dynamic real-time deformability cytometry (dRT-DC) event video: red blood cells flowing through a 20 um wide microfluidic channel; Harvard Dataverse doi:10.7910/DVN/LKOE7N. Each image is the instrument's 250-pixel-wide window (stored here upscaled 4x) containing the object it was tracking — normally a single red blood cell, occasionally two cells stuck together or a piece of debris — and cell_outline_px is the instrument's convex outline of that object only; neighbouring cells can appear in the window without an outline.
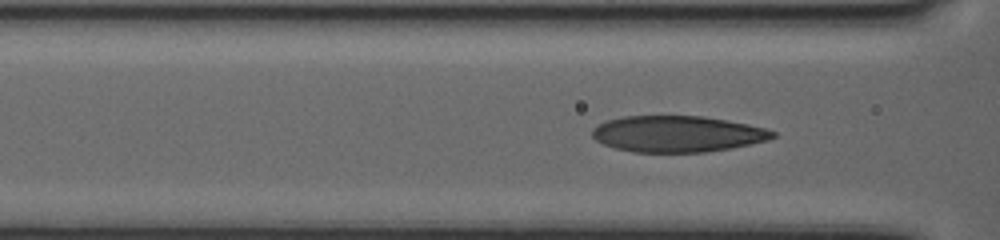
{"species": "human", "species_latin": "Homo sapiens", "temperature_condition": "warm", "stored_images_in_passage": 43, "camera_frame_rate_fps": 3000, "um_per_image_px": 0.085, "donor": {"sex": "female"}, "frame": {"image": 1, "passage_image": 8, "time_ms": 2.333, "image_size_px": [1000, 240], "cell_outline_px": [[776, 136], [768, 140], [728, 148], [704, 152], [632, 152], [616, 148], [604, 144], [596, 140], [592, 136], [592, 128], [596, 124], [608, 120], [624, 116], [704, 116], [728, 120], [748, 124], [764, 128], [776, 132]], "centroid_in_image_um": [57.55, 11.37], "position_along_channel_um": 109.1, "area_um2": 38.03}}
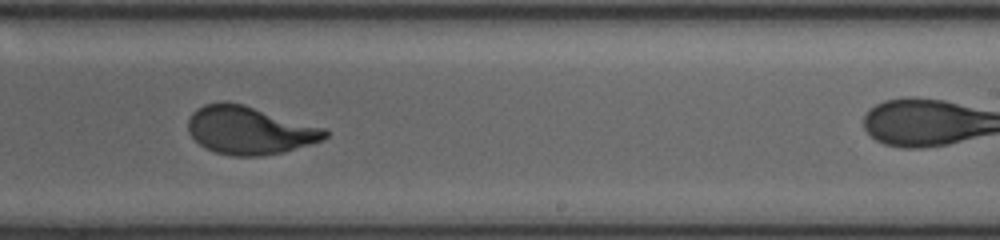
{"frame": {"image": 2, "passage_image": 26, "time_ms": 8.333, "image_size_px": [1000, 240], "cell_outline_px": [[328, 136], [324, 140], [284, 152], [260, 156], [232, 156], [216, 152], [200, 144], [188, 132], [188, 120], [192, 112], [196, 108], [204, 104], [220, 100], [228, 100], [244, 104], [324, 128], [328, 132]], "centroid_in_image_um": [21.19, 11.05], "position_along_channel_um": 267.8, "area_um2": 38.49}}
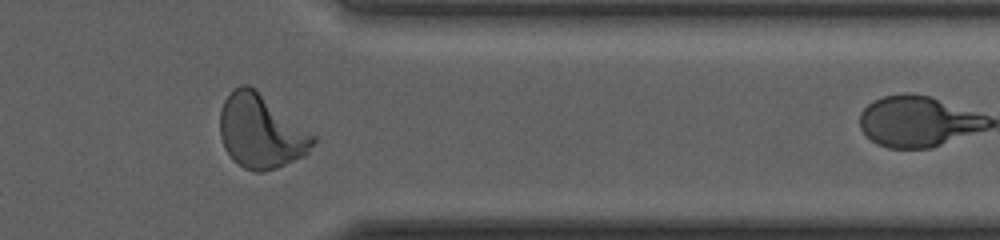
{"frame": {"image": 3, "passage_image": 40, "time_ms": 13.0, "image_size_px": [1000, 240], "cell_outline_px": [[316, 140], [308, 152], [304, 156], [276, 168], [264, 172], [252, 172], [244, 168], [232, 160], [224, 148], [220, 136], [220, 112], [224, 100], [240, 84], [248, 84], [256, 88], [316, 136]], "centroid_in_image_um": [22.17, 11.18], "position_along_channel_um": 389.2, "area_um2": 40.29}}